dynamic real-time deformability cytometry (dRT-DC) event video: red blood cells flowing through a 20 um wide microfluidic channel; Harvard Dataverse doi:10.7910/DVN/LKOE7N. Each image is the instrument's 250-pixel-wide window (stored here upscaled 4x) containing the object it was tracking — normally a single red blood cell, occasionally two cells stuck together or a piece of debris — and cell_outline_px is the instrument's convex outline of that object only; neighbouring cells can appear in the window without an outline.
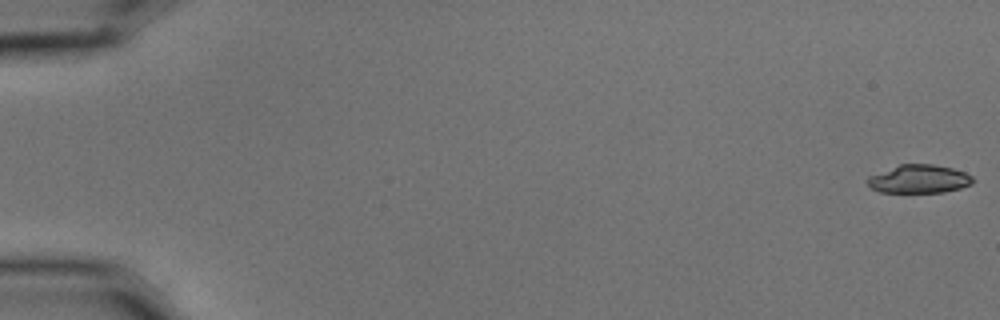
{"species": "common noctule bat (a hibernating species)", "species_latin": "Nyctalus noctula", "temperature_condition": "cold", "stored_images_in_passage": 23, "camera_frame_rate_fps": 3000, "um_per_image_px": 0.085, "animal": {"sex": "male", "body_mass_g": 15.6}, "frame": {"image": 1, "passage_image": 1, "time_ms": 0.0, "image_size_px": [1000, 320], "cell_outline_px": [[972, 184], [960, 188], [944, 192], [880, 192], [872, 188], [868, 184], [868, 176], [900, 164], [932, 164], [952, 168], [964, 172], [972, 176]], "centroid_in_image_um": [78.12, 15.21], "position_along_channel_um": 6.9, "area_um2": 17.22}}
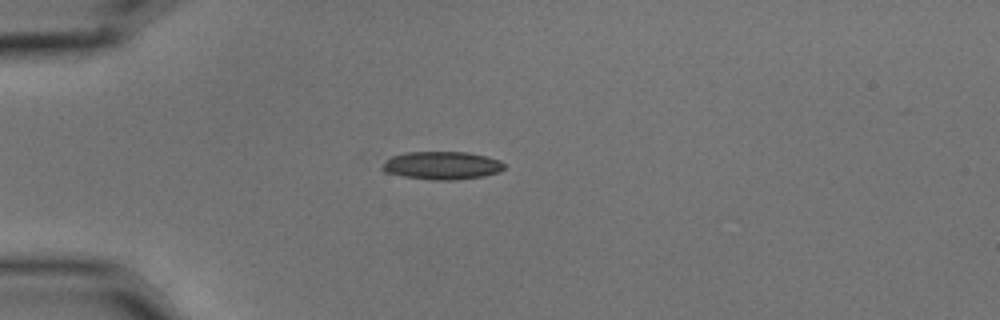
{"frame": {"image": 2, "passage_image": 16, "time_ms": 5.0, "image_size_px": [1000, 320], "cell_outline_px": [[504, 168], [500, 172], [484, 176], [456, 180], [432, 180], [404, 176], [384, 172], [380, 168], [392, 156], [404, 152], [468, 152], [500, 160], [504, 164]], "centroid_in_image_um": [37.58, 14.07], "position_along_channel_um": 47.4, "area_um2": 19.88}}
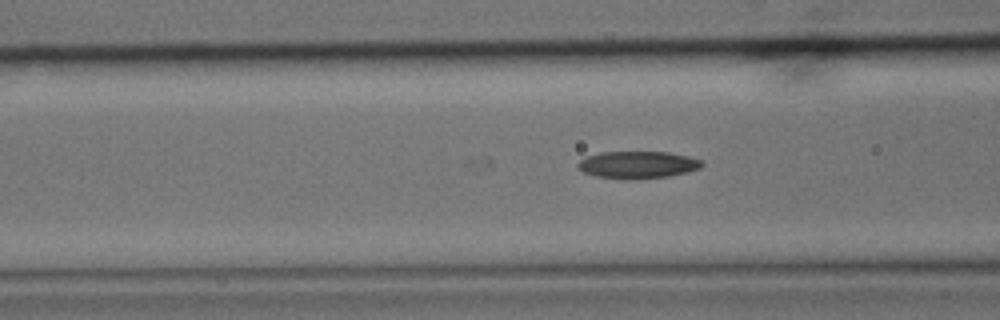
{"frame": {"image": 3, "passage_image": 23, "time_ms": 7.333, "image_size_px": [1000, 320], "cell_outline_px": [[704, 164], [700, 168], [688, 172], [668, 176], [636, 180], [596, 176], [584, 172], [576, 168], [576, 164], [580, 160], [588, 156], [600, 152], [668, 152], [688, 156], [700, 160]], "centroid_in_image_um": [54.19, 14.01], "position_along_channel_um": 112.4, "area_um2": 19.71}}